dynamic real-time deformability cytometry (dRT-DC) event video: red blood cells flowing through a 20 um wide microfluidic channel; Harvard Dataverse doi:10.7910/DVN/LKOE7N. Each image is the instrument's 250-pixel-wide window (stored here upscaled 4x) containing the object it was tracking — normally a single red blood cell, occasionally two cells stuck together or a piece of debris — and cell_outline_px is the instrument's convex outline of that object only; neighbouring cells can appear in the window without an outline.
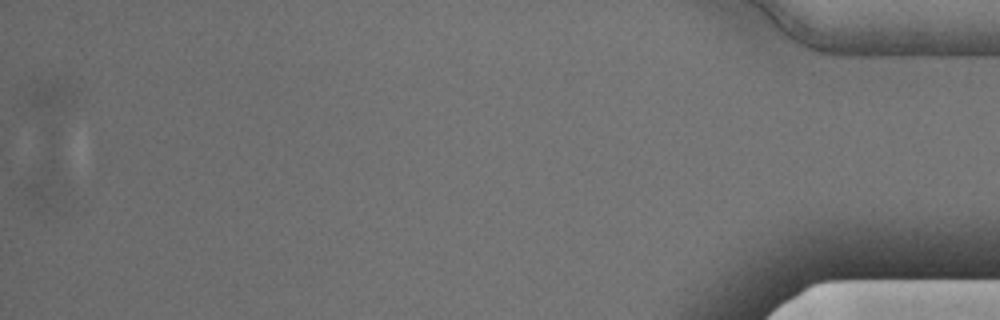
{"species": "Egyptian fruit bat (a non-hibernating species)", "species_latin": "Rousettus aegyptiacus", "temperature_condition": "cold", "stored_images_in_passage": 40, "segment_of_instrument_passage": [2, 2], "camera_frame_rate_fps": 3000, "um_per_image_px": 0.085, "animal": {"sex": "male"}, "frame": {"image": 1, "passage_image": 40, "time_ms": 13.0, "image_size_px": [1000, 320], "cell_outline_px": [[68, 192], [56, 204], [48, 208], [36, 204], [28, 192], [24, 184], [44, 128], [52, 128]], "centroid_in_image_um": [3.94, 14.71], "position_along_channel_um": 431.3, "area_um2": 15.37}}